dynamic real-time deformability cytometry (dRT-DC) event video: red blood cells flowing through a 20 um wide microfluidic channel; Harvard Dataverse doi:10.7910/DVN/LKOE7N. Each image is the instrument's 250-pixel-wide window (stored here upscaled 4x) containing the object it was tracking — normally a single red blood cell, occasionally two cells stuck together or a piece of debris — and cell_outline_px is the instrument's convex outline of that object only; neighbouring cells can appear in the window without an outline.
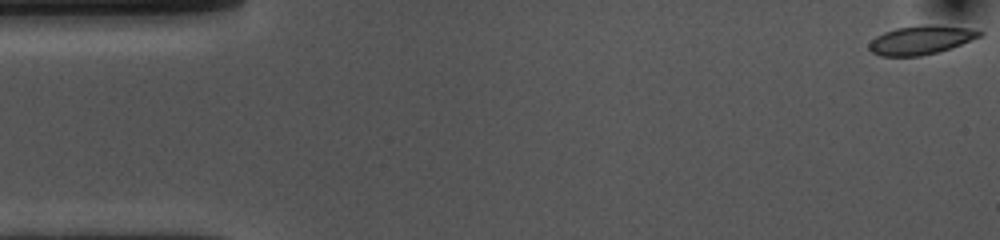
{"species": "common noctule bat (a hibernating species)", "species_latin": "Nyctalus noctula", "temperature_condition": "cold", "stored_images_in_passage": 54, "camera_frame_rate_fps": 3000, "um_per_image_px": 0.085, "animal": {"sex": "female", "body_mass_g": 10.0, "forearm_length_mm": 53.1}, "frame": {"image": 1, "passage_image": 1, "time_ms": 0.0, "image_size_px": [1000, 240], "cell_outline_px": [[984, 32], [980, 36], [952, 48], [920, 56], [880, 56], [872, 52], [868, 48], [868, 44], [876, 36], [884, 32], [896, 28], [924, 24], [936, 24], [968, 28]], "centroid_in_image_um": [78.26, 3.39], "position_along_channel_um": 6.7, "area_um2": 18.55}}
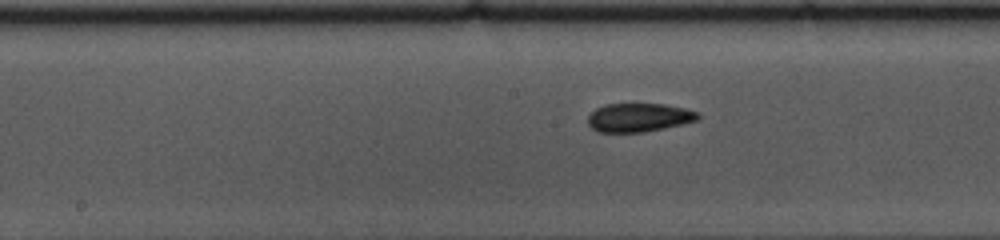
{"frame": {"image": 2, "passage_image": 26, "time_ms": 8.333, "image_size_px": [1000, 240], "cell_outline_px": [[700, 116], [696, 120], [664, 128], [644, 132], [596, 132], [588, 124], [588, 116], [596, 108], [604, 104], [664, 104], [684, 108], [700, 112]], "centroid_in_image_um": [54.28, 9.98], "position_along_channel_um": 193.9, "area_um2": 18.32}}
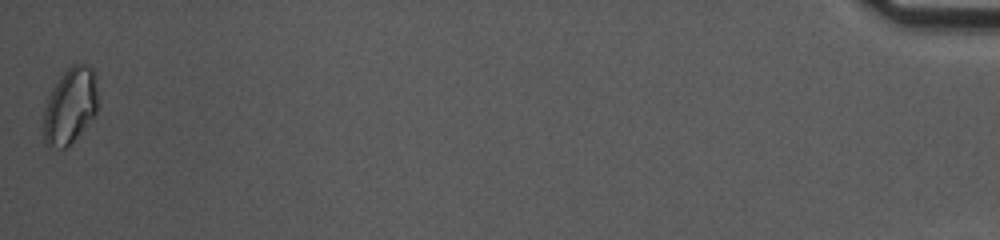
{"frame": {"image": 3, "passage_image": 54, "time_ms": 17.667, "image_size_px": [1000, 240], "cell_outline_px": [[96, 112], [80, 132], [64, 148], [48, 148], [44, 144], [40, 128], [48, 96], [52, 88], [60, 76], [72, 64], [88, 64], [92, 68], [96, 76]], "centroid_in_image_um": [5.89, 9.01], "position_along_channel_um": 429.3, "area_um2": 24.22}, "authors_computed_cell_mechanics": {"area_um2": 18.8428, "velocity_mm_per_s": 3.6199, "shape_relaxation_time_tau1_ms": 5.3115, "shape_relaxation_time_tau2_ms": 3.8954, "deformation_change_tau1": 0.1177, "deformation_change_tau2": 0.0671}}